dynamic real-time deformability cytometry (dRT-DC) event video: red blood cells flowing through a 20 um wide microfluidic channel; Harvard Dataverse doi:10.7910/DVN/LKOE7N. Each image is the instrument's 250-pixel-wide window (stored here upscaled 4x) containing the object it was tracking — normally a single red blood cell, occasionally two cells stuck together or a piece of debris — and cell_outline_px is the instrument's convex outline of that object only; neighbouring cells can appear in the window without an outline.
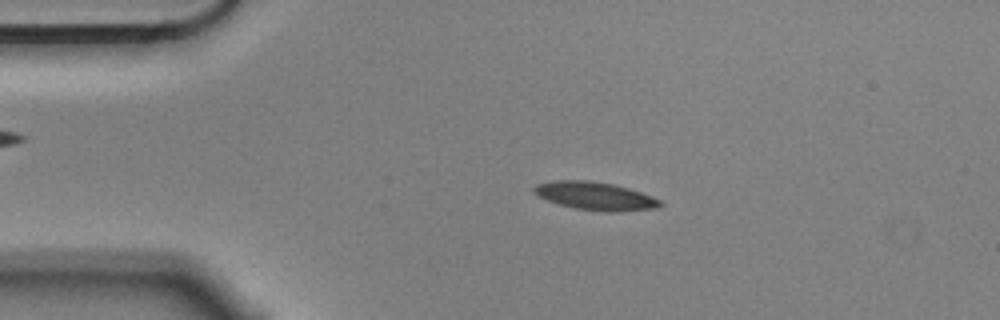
{"species": "Egyptian fruit bat (a non-hibernating species)", "species_latin": "Rousettus aegyptiacus", "temperature_condition": "cold", "stored_images_in_passage": 56, "camera_frame_rate_fps": 3000, "um_per_image_px": 0.085, "animal": {"sex": "male"}, "frame": {"image": 1, "passage_image": 11, "time_ms": 3.333, "image_size_px": [1000, 320], "cell_outline_px": [[664, 204], [656, 208], [612, 212], [604, 212], [572, 208], [548, 200], [532, 192], [532, 188], [536, 184], [552, 180], [588, 180], [612, 184], [628, 188], [652, 196], [660, 200]], "centroid_in_image_um": [50.57, 16.66], "position_along_channel_um": 34.4, "area_um2": 20.63}}
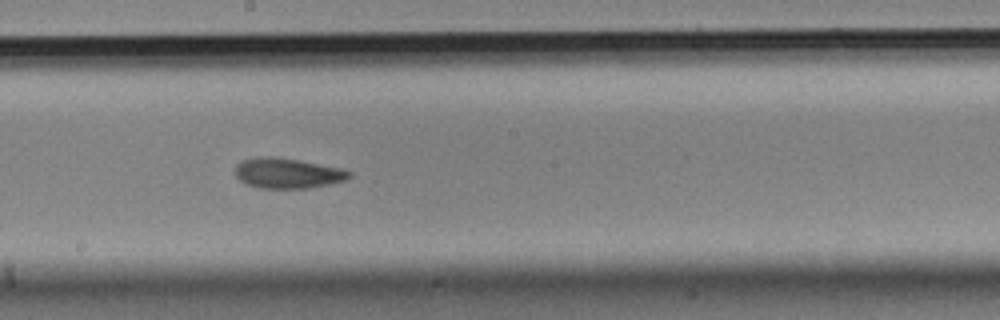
{"frame": {"image": 2, "passage_image": 30, "time_ms": 9.667, "image_size_px": [1000, 320], "cell_outline_px": [[352, 176], [348, 180], [308, 188], [260, 188], [248, 184], [240, 180], [236, 176], [236, 164], [244, 160], [260, 156], [276, 156], [300, 160], [340, 168], [352, 172]], "centroid_in_image_um": [24.47, 14.71], "position_along_channel_um": 223.7, "area_um2": 20.11}}
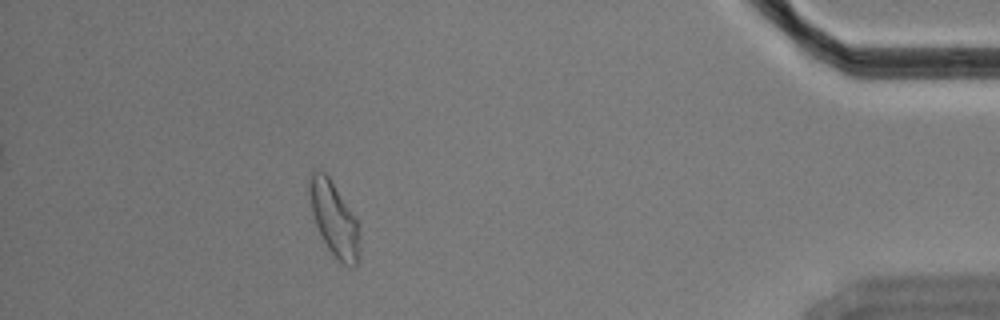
{"frame": {"image": 3, "passage_image": 50, "time_ms": 16.333, "image_size_px": [1000, 320], "cell_outline_px": [[360, 252], [356, 264], [352, 268], [344, 264], [328, 248], [320, 236], [312, 212], [308, 192], [308, 180], [312, 172], [316, 168], [320, 168], [328, 176], [356, 220], [360, 248]], "centroid_in_image_um": [28.36, 18.59], "position_along_channel_um": 406.8, "area_um2": 21.27}, "authors_computed_cell_mechanics": {"area_um2": 20.1433, "velocity_mm_per_s": 3.5402, "shape_relaxation_time_tau1_ms": 4.8484, "shape_relaxation_time_tau2_ms": 2.6155, "deformation_change_tau1": 0.1467, "deformation_change_tau2": 0.0901}}